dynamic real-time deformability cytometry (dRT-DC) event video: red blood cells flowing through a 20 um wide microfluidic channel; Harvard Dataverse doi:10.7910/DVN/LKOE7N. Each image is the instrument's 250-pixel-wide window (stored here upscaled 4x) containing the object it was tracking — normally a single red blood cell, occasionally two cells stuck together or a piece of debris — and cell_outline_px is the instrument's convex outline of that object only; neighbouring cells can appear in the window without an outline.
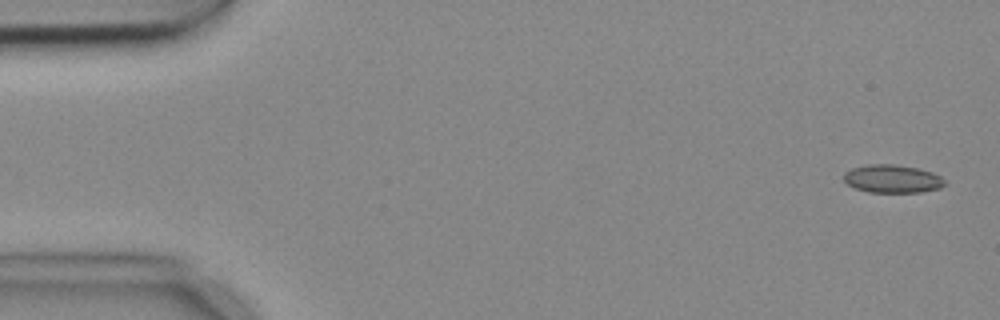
{"species": "common noctule bat (a hibernating species)", "species_latin": "Nyctalus noctula", "temperature_condition": "cold", "stored_images_in_passage": 5, "camera_frame_rate_fps": 3000, "um_per_image_px": 0.085, "animal": {"sex": "female", "body_mass_g": 18.4}, "frame": {"image": 1, "passage_image": 1, "time_ms": 0.0, "image_size_px": [1000, 320], "cell_outline_px": [[944, 184], [940, 188], [920, 192], [868, 192], [856, 188], [848, 184], [844, 180], [844, 172], [852, 168], [868, 164], [892, 164], [916, 168], [932, 172], [940, 176], [944, 180]], "centroid_in_image_um": [75.83, 15.2], "position_along_channel_um": 9.2, "area_um2": 16.36}}
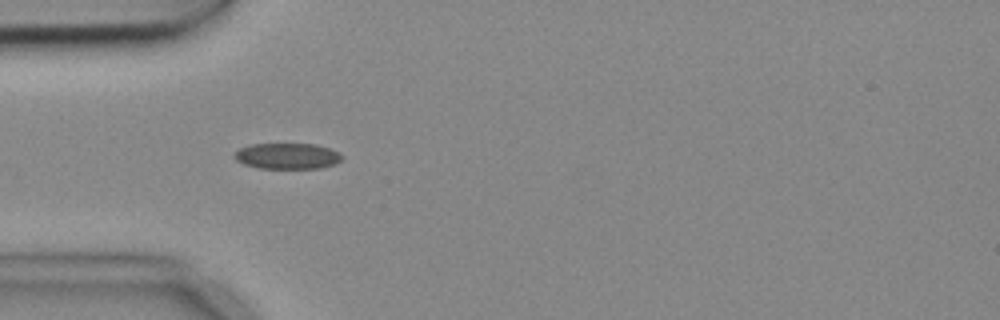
{"frame": {"image": 2, "passage_image": 5, "time_ms": 1.333, "image_size_px": [1000, 320], "cell_outline_px": [[344, 156], [340, 160], [332, 164], [320, 168], [260, 168], [244, 164], [236, 160], [232, 156], [240, 148], [252, 144], [312, 144], [328, 148], [340, 152]], "centroid_in_image_um": [24.41, 13.26], "position_along_channel_um": 60.6, "area_um2": 16.07}}